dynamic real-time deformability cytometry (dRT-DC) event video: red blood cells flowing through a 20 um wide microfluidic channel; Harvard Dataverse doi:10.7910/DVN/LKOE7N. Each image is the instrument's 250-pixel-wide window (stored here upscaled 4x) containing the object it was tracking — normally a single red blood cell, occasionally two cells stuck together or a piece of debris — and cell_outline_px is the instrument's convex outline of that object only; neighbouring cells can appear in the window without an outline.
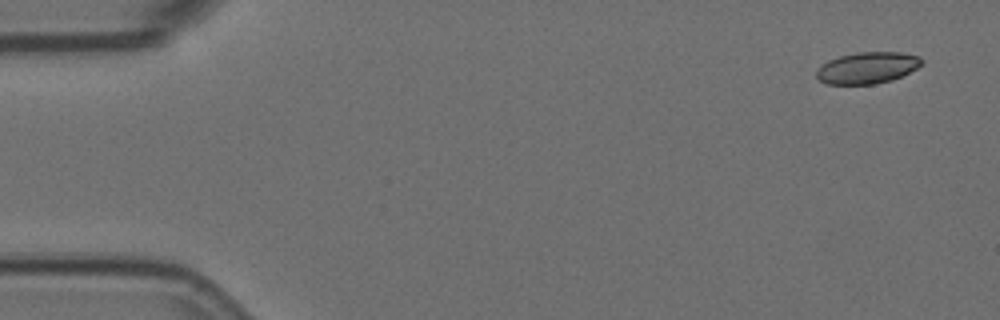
{"species": "Egyptian fruit bat (a non-hibernating species)", "species_latin": "Rousettus aegyptiacus", "temperature_condition": "room temperature", "stored_images_in_passage": 5, "camera_frame_rate_fps": 3000, "um_per_image_px": 0.085, "animal": {"sex": "female"}, "frame": {"image": 1, "passage_image": 1, "time_ms": 0.0, "image_size_px": [1000, 320], "cell_outline_px": [[924, 60], [916, 68], [892, 80], [872, 84], [828, 84], [820, 80], [816, 76], [816, 68], [828, 60], [840, 56], [856, 52], [900, 52], [920, 56]], "centroid_in_image_um": [73.7, 5.75], "position_along_channel_um": 11.3, "area_um2": 19.25}}
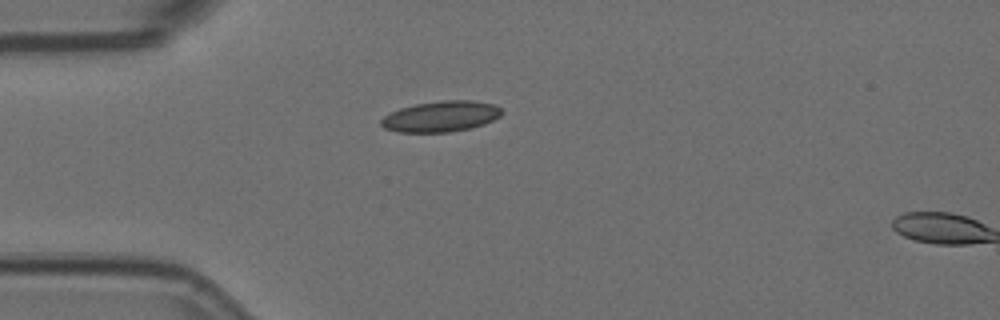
{"frame": {"image": 2, "passage_image": 4, "time_ms": 1.0, "image_size_px": [1000, 320], "cell_outline_px": [[500, 116], [484, 124], [468, 128], [448, 132], [400, 132], [384, 128], [380, 124], [380, 120], [384, 116], [400, 108], [416, 104], [440, 100], [472, 100], [496, 104], [500, 108]], "centroid_in_image_um": [37.46, 9.88], "position_along_channel_um": 47.5, "area_um2": 21.5}}